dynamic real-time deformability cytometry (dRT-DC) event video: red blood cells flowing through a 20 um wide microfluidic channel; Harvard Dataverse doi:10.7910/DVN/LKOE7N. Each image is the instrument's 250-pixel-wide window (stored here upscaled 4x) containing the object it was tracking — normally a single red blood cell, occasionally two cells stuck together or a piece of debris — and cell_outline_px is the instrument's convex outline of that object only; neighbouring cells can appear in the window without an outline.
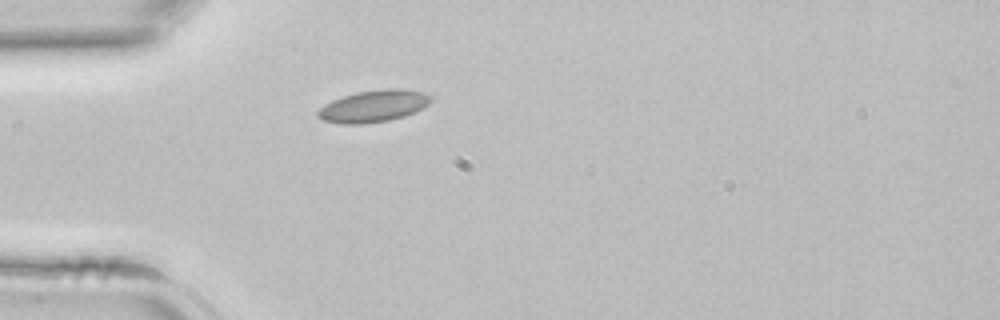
{"species": "common noctule bat (a hibernating species)", "species_latin": "Nyctalus noctula", "temperature_condition": "room temperature", "stored_images_in_passage": 32, "camera_frame_rate_fps": 3000, "um_per_image_px": 0.085, "animal": {"sex": "female", "body_mass_g": 22.7, "forearm_length_mm": 54.2}, "frame": {"image": 1, "passage_image": 1, "time_ms": 0.0, "image_size_px": [1000, 320], "cell_outline_px": [[432, 100], [428, 104], [404, 116], [388, 120], [360, 124], [340, 124], [324, 120], [316, 116], [316, 112], [320, 108], [332, 100], [356, 92], [388, 88], [400, 88], [424, 92], [432, 96]], "centroid_in_image_um": [31.74, 9.01], "position_along_channel_um": 53.3, "area_um2": 20.87}}